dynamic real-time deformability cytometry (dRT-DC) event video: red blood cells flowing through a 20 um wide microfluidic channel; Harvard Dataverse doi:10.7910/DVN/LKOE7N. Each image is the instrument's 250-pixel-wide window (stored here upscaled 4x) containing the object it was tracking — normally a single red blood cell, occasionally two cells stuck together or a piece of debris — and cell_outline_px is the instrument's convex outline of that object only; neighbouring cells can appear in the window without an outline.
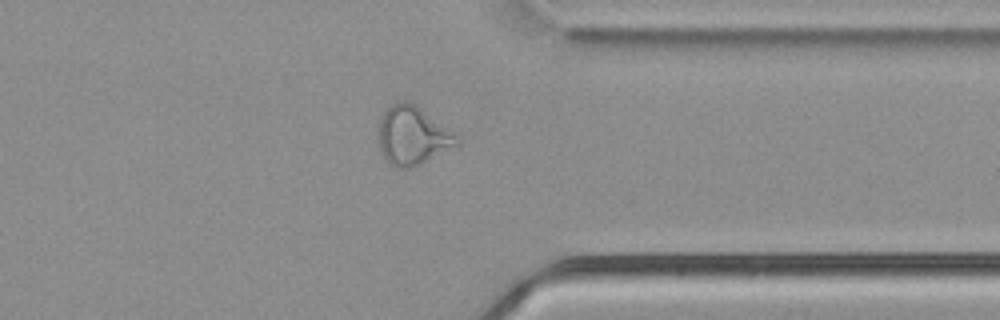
{"species": "common noctule bat (a hibernating species)", "species_latin": "Nyctalus noctula", "temperature_condition": "cold", "stored_images_in_passage": 55, "camera_frame_rate_fps": 3000, "um_per_image_px": 0.085, "animal": {"sex": "male", "body_mass_g": 21.5, "forearm_length_mm": 52.0}, "frame": {"image": 1, "passage_image": 43, "time_ms": 14.0, "image_size_px": [1000, 320], "cell_outline_px": [[460, 144], [420, 164], [408, 168], [396, 168], [384, 156], [380, 148], [380, 120], [384, 112], [392, 104], [400, 100], [408, 100], [420, 108], [452, 132], [460, 140]], "centroid_in_image_um": [35.07, 11.52], "position_along_channel_um": 376.3, "area_um2": 26.01}}
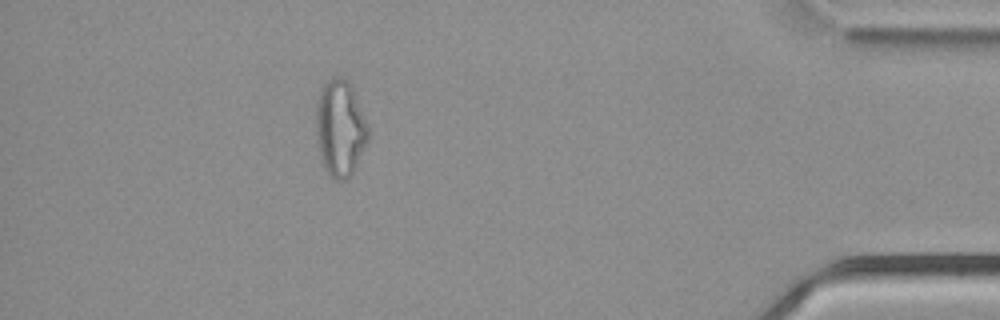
{"frame": {"image": 2, "passage_image": 49, "time_ms": 16.0, "image_size_px": [1000, 320], "cell_outline_px": [[368, 140], [352, 176], [344, 180], [336, 180], [324, 168], [320, 156], [316, 136], [316, 100], [320, 88], [332, 76], [340, 76], [348, 80], [352, 84], [368, 124]], "centroid_in_image_um": [28.91, 10.86], "position_along_channel_um": 406.3, "area_um2": 29.82}, "authors_computed_cell_mechanics": {"area_um2": 29.189, "velocity_mm_per_s": 3.7834, "shape_relaxation_time_tau1_ms": null, "shape_relaxation_time_tau2_ms": 2.5917, "deformation_change_tau1": null, "deformation_change_tau2": 0.1171}}